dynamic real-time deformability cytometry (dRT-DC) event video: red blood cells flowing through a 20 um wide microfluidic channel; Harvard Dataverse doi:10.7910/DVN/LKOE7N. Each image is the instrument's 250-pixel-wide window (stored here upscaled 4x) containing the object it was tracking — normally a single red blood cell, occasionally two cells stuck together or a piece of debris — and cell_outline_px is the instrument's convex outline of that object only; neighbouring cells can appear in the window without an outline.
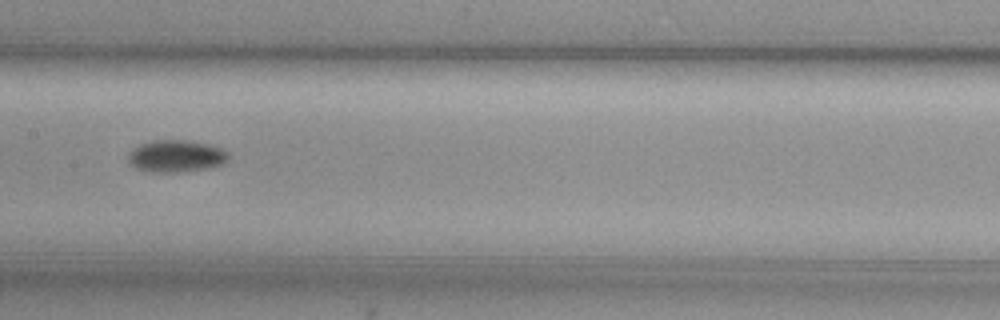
{"species": "common noctule bat (a hibernating species)", "species_latin": "Nyctalus noctula", "temperature_condition": "cold", "stored_images_in_passage": 9, "segment_of_instrument_passage": [2, 2], "camera_frame_rate_fps": 3000, "um_per_image_px": 0.085, "animal": {"sex": "female", "body_mass_g": 29.2, "forearm_length_mm": 56.3}, "frame": {"image": 1, "passage_image": 7, "time_ms": 2.0, "image_size_px": [1000, 320], "cell_outline_px": [[228, 160], [212, 168], [180, 172], [148, 172], [136, 168], [128, 160], [128, 152], [132, 148], [140, 144], [152, 140], [188, 140], [208, 144], [220, 148], [228, 152]], "centroid_in_image_um": [14.95, 13.27], "position_along_channel_um": 192.5, "area_um2": 18.9}}
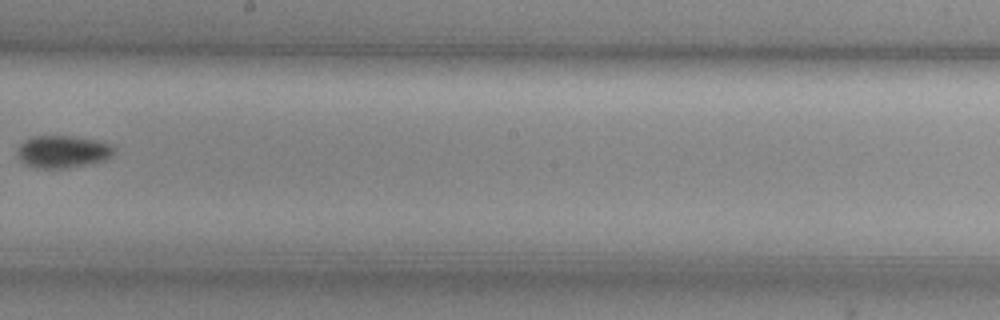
{"frame": {"image": 2, "passage_image": 8, "time_ms": 2.333, "image_size_px": [1000, 320], "cell_outline_px": [[112, 152], [104, 160], [64, 168], [36, 168], [24, 164], [20, 160], [16, 152], [20, 144], [24, 140], [32, 136], [72, 136], [96, 140], [108, 144], [112, 148]], "centroid_in_image_um": [5.22, 12.88], "position_along_channel_um": 243.0, "area_um2": 17.86}}
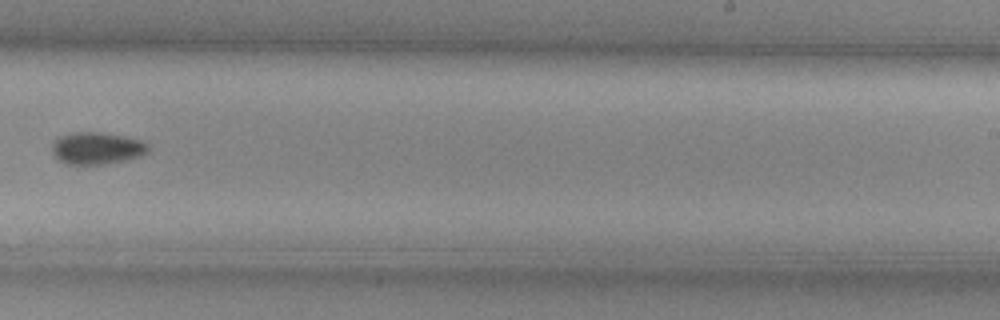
{"frame": {"image": 3, "passage_image": 9, "time_ms": 2.667, "image_size_px": [1000, 320], "cell_outline_px": [[148, 148], [140, 156], [124, 160], [104, 164], [68, 164], [60, 160], [52, 152], [52, 144], [60, 136], [72, 132], [100, 132], [124, 136], [140, 140], [148, 144]], "centroid_in_image_um": [8.21, 12.59], "position_along_channel_um": 280.8, "area_um2": 17.69}}